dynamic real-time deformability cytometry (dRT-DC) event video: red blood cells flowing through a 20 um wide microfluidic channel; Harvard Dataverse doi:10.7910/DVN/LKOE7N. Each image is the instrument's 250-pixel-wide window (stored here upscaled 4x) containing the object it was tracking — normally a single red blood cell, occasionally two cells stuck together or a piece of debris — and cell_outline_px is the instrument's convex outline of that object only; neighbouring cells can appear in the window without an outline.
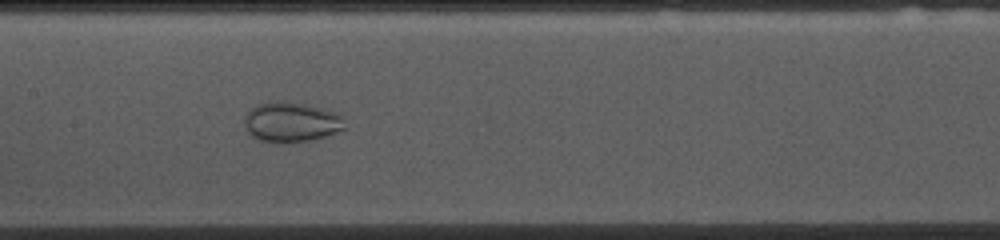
{"species": "common noctule bat (a hibernating species)", "species_latin": "Nyctalus noctula", "temperature_condition": "cold", "stored_images_in_passage": 34, "camera_frame_rate_fps": 3000, "um_per_image_px": 0.085, "animal": {"sex": "female", "body_mass_g": 10.0, "forearm_length_mm": 53.1}, "frame": {"image": 1, "passage_image": 15, "time_ms": 4.667, "image_size_px": [1000, 240], "cell_outline_px": [[344, 128], [336, 132], [312, 140], [280, 144], [260, 140], [252, 136], [248, 132], [244, 120], [244, 116], [256, 104], [268, 100], [288, 100], [336, 112], [344, 116]], "centroid_in_image_um": [24.73, 10.36], "position_along_channel_um": 182.7, "area_um2": 23.76}}